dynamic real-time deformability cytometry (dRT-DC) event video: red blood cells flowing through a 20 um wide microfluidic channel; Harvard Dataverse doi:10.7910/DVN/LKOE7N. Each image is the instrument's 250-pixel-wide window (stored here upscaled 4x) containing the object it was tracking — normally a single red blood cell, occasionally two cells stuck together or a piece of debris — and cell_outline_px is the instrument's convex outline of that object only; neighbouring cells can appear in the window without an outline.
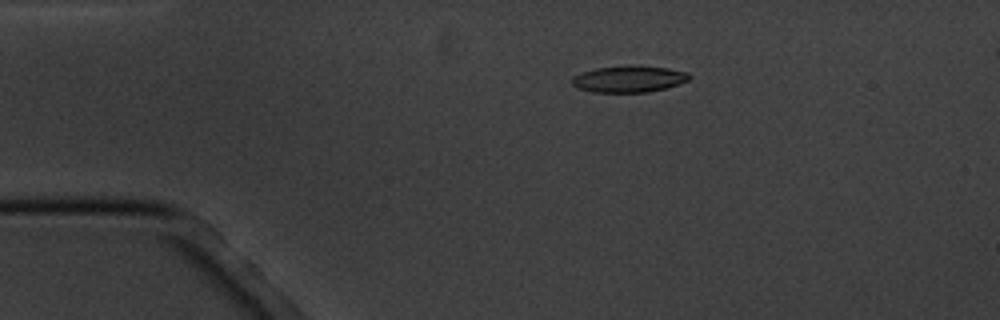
{"species": "common noctule bat (a hibernating species)", "species_latin": "Nyctalus noctula", "temperature_condition": "cold", "stored_images_in_passage": 3, "segment_of_instrument_passage": [1, 2], "camera_frame_rate_fps": 3000, "um_per_image_px": 0.085, "animal": {"sex": "male", "body_mass_g": 20.1, "forearm_length_mm": 53.5}, "frame": {"image": 1, "passage_image": 1, "time_ms": 0.0, "image_size_px": [1000, 320], "cell_outline_px": [[692, 76], [688, 80], [664, 88], [648, 92], [592, 92], [576, 88], [572, 84], [572, 76], [596, 68], [632, 64], [668, 68], [688, 72]], "centroid_in_image_um": [53.44, 6.7], "position_along_channel_um": 31.6, "area_um2": 18.26}}